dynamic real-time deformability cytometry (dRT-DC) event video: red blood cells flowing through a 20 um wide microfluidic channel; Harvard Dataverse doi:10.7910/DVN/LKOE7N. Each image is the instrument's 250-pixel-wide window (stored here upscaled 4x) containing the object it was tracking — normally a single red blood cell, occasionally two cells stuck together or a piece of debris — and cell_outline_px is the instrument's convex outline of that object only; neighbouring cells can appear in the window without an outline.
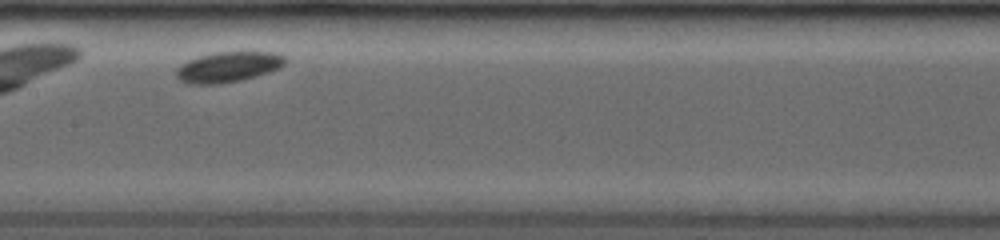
{"species": "common noctule bat (a hibernating species)", "species_latin": "Nyctalus noctula", "temperature_condition": "room temperature", "stored_images_in_passage": 15, "camera_frame_rate_fps": 3500, "um_per_image_px": 0.085, "animal": {"sex": "female", "body_mass_g": 19.0, "forearm_length_mm": 53.3}, "frame": {"image": 1, "passage_image": 7, "time_ms": 3.429, "image_size_px": [1000, 240], "cell_outline_px": [[288, 60], [280, 68], [256, 76], [240, 80], [220, 84], [188, 84], [180, 80], [176, 76], [176, 68], [180, 64], [188, 60], [200, 56], [216, 52], [272, 52], [284, 56]], "centroid_in_image_um": [19.38, 5.69], "position_along_channel_um": 188.0, "area_um2": 19.31}}